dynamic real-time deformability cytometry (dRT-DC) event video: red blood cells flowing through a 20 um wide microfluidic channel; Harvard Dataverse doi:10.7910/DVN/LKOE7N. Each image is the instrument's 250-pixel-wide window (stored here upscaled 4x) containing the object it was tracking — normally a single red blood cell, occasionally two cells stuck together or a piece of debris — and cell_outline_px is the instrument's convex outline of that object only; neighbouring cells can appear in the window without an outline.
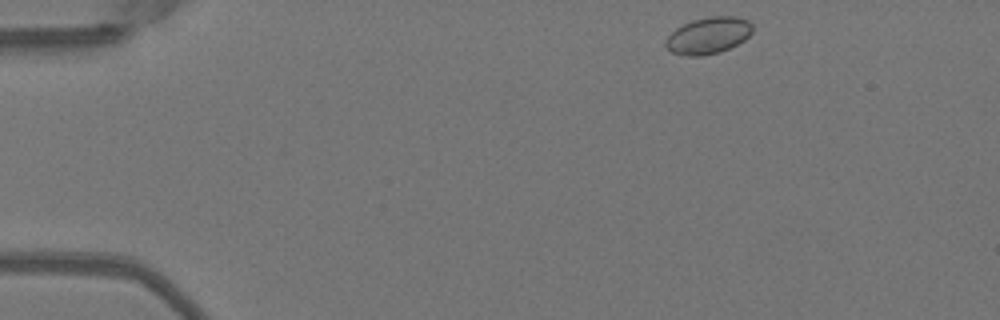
{"species": "Egyptian fruit bat (a non-hibernating species)", "species_latin": "Rousettus aegyptiacus", "temperature_condition": "warm", "stored_images_in_passage": 45, "camera_frame_rate_fps": 3000, "um_per_image_px": 0.085, "animal": {"sex": "female"}, "frame": {"image": 1, "passage_image": 1, "time_ms": 0.0, "image_size_px": [1000, 320], "cell_outline_px": [[752, 32], [744, 40], [720, 52], [700, 56], [688, 56], [672, 52], [664, 44], [664, 40], [676, 28], [692, 20], [712, 16], [736, 16], [748, 20], [752, 24]], "centroid_in_image_um": [60.2, 3.01], "position_along_channel_um": 24.8, "area_um2": 18.44}}
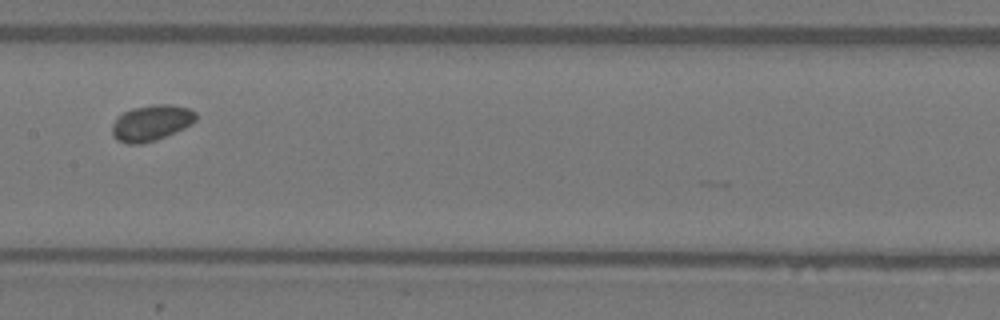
{"frame": {"image": 2, "passage_image": 20, "time_ms": 6.333, "image_size_px": [1000, 320], "cell_outline_px": [[196, 120], [192, 124], [184, 128], [156, 140], [140, 144], [128, 144], [116, 140], [112, 136], [112, 124], [116, 116], [132, 108], [156, 104], [172, 104], [188, 108], [196, 112]], "centroid_in_image_um": [12.84, 10.44], "position_along_channel_um": 194.6, "area_um2": 17.69}}
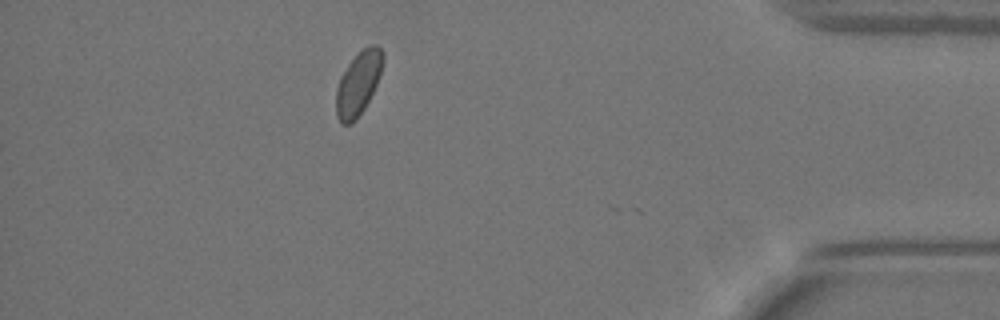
{"frame": {"image": 3, "passage_image": 39, "time_ms": 12.667, "image_size_px": [1000, 320], "cell_outline_px": [[384, 60], [376, 84], [364, 108], [356, 120], [352, 124], [340, 124], [336, 116], [336, 88], [340, 76], [348, 64], [364, 48], [372, 44], [376, 44], [384, 52]], "centroid_in_image_um": [30.43, 7.11], "position_along_channel_um": 404.8, "area_um2": 17.22}, "authors_computed_cell_mechanics": {"area_um2": 17.2244, "velocity_mm_per_s": 3.988, "shape_relaxation_time_tau1_ms": null, "shape_relaxation_time_tau2_ms": 4.4723, "deformation_change_tau1": null, "deformation_change_tau2": 0.0571}}